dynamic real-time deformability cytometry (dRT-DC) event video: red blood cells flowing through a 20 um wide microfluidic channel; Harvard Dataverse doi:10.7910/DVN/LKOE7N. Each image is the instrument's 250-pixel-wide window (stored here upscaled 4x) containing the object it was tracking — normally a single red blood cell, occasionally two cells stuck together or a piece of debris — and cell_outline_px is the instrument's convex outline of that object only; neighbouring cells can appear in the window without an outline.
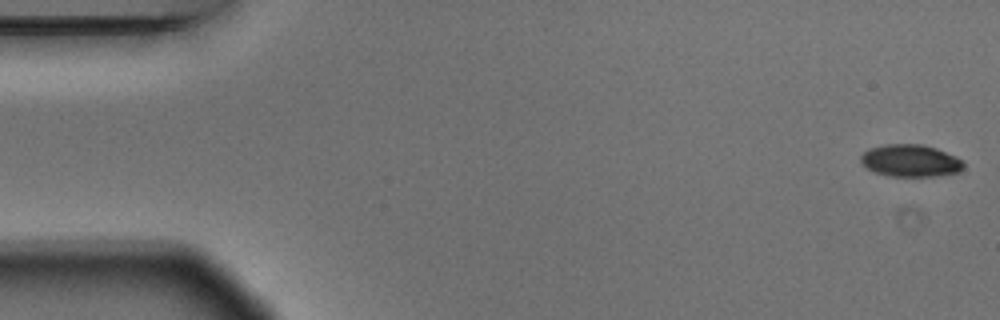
{"species": "Egyptian fruit bat (a non-hibernating species)", "species_latin": "Rousettus aegyptiacus", "temperature_condition": "warm", "stored_images_in_passage": 4, "camera_frame_rate_fps": 3000, "um_per_image_px": 0.085, "animal": {"sex": "male"}, "frame": {"image": 1, "passage_image": 1, "time_ms": 0.0, "image_size_px": [1000, 320], "cell_outline_px": [[964, 168], [956, 172], [936, 176], [892, 176], [876, 172], [868, 168], [860, 160], [860, 156], [868, 148], [884, 144], [924, 144], [936, 148], [956, 156], [964, 160]], "centroid_in_image_um": [77.41, 13.64], "position_along_channel_um": 7.6, "area_um2": 19.31}}
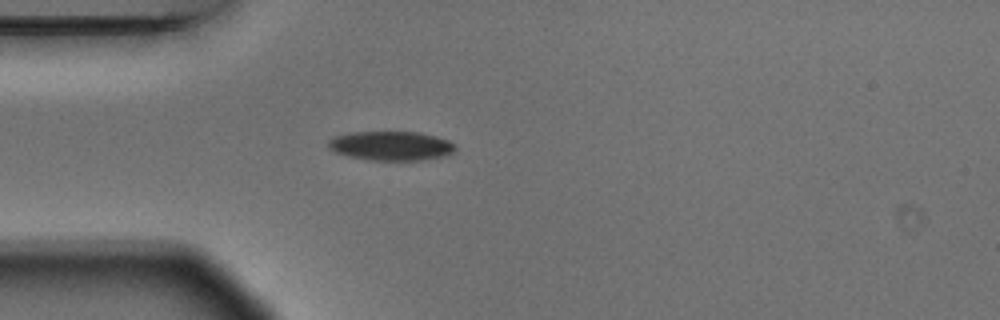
{"frame": {"image": 2, "passage_image": 4, "time_ms": 1.0, "image_size_px": [1000, 320], "cell_outline_px": [[456, 148], [448, 156], [420, 160], [368, 160], [348, 156], [336, 152], [328, 148], [328, 140], [336, 136], [352, 132], [420, 132], [436, 136], [448, 140], [456, 144]], "centroid_in_image_um": [33.27, 12.4], "position_along_channel_um": 51.7, "area_um2": 21.73}}